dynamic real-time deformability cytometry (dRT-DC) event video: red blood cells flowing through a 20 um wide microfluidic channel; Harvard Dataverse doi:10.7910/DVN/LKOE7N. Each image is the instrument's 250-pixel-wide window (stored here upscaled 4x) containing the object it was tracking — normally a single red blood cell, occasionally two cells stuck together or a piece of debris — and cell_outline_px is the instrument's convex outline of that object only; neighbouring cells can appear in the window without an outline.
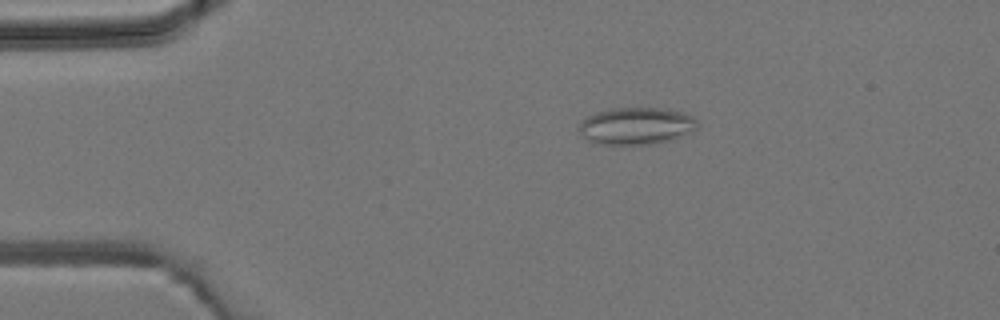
{"species": "common noctule bat (a hibernating species)", "species_latin": "Nyctalus noctula", "temperature_condition": "room temperature", "stored_images_in_passage": 5, "camera_frame_rate_fps": 3000, "um_per_image_px": 0.085, "animal": {"sex": "male", "body_mass_g": 19.2, "forearm_length_mm": 51.8}, "frame": {"image": 1, "passage_image": 5, "time_ms": 5.0, "image_size_px": [1000, 320], "cell_outline_px": [[696, 128], [692, 132], [672, 140], [648, 144], [592, 144], [580, 132], [580, 124], [588, 116], [596, 112], [616, 108], [664, 108], [680, 112], [692, 116], [696, 120]], "centroid_in_image_um": [54.09, 10.71], "position_along_channel_um": 30.9, "area_um2": 25.37}}